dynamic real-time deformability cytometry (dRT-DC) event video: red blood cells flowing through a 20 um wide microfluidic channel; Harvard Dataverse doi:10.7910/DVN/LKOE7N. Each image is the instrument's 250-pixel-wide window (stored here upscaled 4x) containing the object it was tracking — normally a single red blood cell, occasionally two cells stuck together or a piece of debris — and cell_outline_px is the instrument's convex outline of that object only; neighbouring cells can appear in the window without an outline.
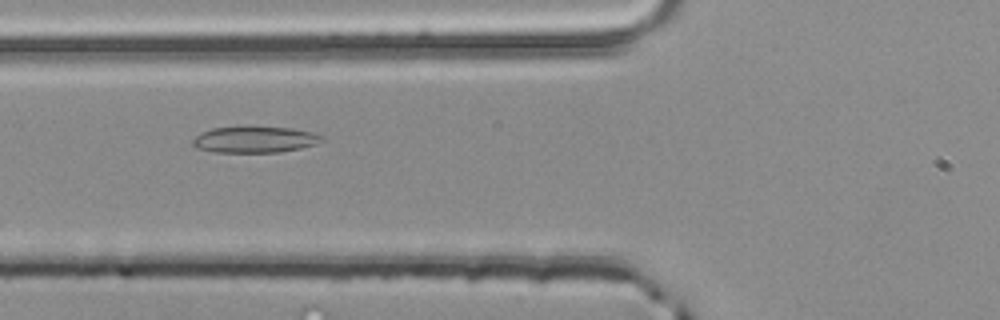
{"species": "common noctule bat (a hibernating species)", "species_latin": "Nyctalus noctula", "temperature_condition": "room temperature", "stored_images_in_passage": 38, "camera_frame_rate_fps": 3000, "um_per_image_px": 0.085, "animal": {"sex": "male", "body_mass_g": 20.4}, "frame": {"image": 1, "passage_image": 7, "time_ms": 2.0, "image_size_px": [1000, 320], "cell_outline_px": [[324, 140], [316, 144], [300, 148], [280, 152], [216, 152], [196, 148], [192, 144], [192, 140], [196, 136], [212, 128], [292, 128], [312, 132], [320, 136]], "centroid_in_image_um": [21.65, 11.88], "position_along_channel_um": 104.1, "area_um2": 19.19}}
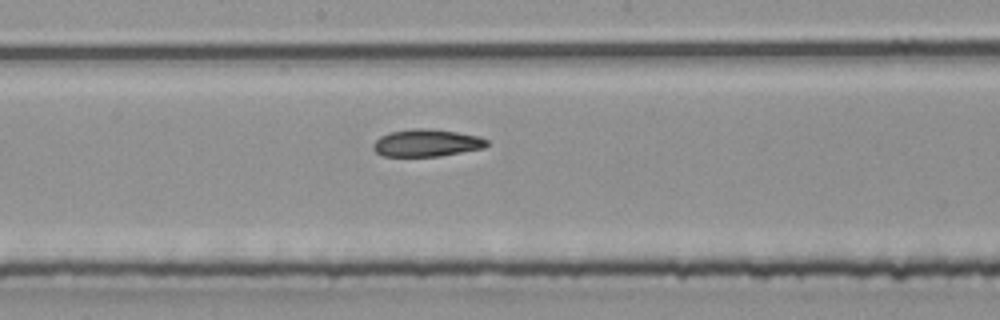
{"frame": {"image": 2, "passage_image": 15, "time_ms": 4.667, "image_size_px": [1000, 320], "cell_outline_px": [[488, 144], [484, 148], [440, 156], [384, 156], [376, 152], [372, 148], [372, 144], [380, 136], [388, 132], [412, 128], [428, 128], [456, 132], [480, 136], [488, 140]], "centroid_in_image_um": [36.25, 12.14], "position_along_channel_um": 211.9, "area_um2": 18.21}}
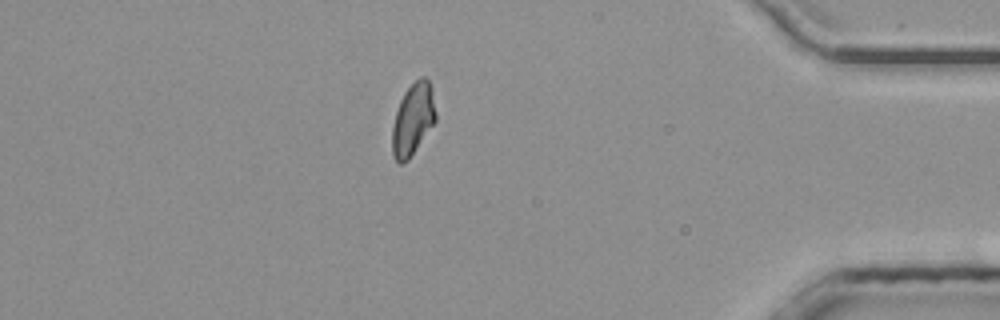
{"frame": {"image": 3, "passage_image": 32, "time_ms": 10.333, "image_size_px": [1000, 320], "cell_outline_px": [[436, 120], [408, 160], [404, 164], [400, 164], [392, 156], [392, 128], [396, 112], [400, 100], [404, 92], [420, 76], [424, 76], [428, 80], [432, 88], [436, 112]], "centroid_in_image_um": [35.09, 10.14], "position_along_channel_um": 400.1, "area_um2": 18.21}, "authors_computed_cell_mechanics": {"area_um2": 18.3515, "velocity_mm_per_s": 4.0219, "shape_relaxation_time_tau1_ms": null, "shape_relaxation_time_tau2_ms": 1.8795, "deformation_change_tau1": null, "deformation_change_tau2": 0.0743}}